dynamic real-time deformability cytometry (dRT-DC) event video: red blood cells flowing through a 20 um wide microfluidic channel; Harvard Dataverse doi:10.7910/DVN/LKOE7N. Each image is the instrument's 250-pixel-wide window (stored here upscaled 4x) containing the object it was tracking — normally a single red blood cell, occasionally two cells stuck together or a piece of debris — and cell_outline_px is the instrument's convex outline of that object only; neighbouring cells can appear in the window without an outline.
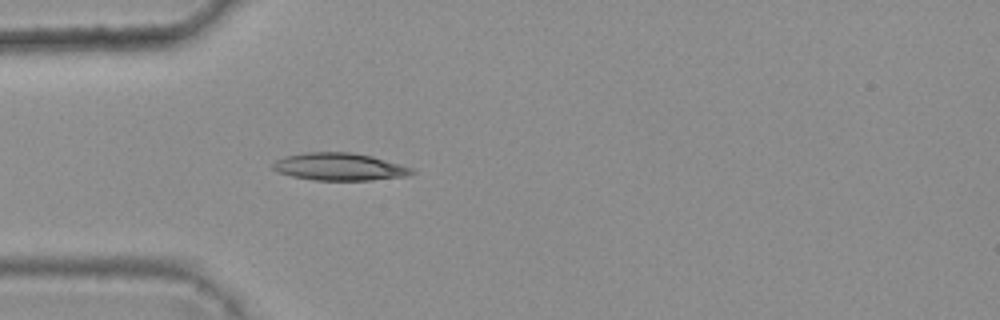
{"species": "common noctule bat (a hibernating species)", "species_latin": "Nyctalus noctula", "temperature_condition": "warm", "stored_images_in_passage": 4, "camera_frame_rate_fps": 3000, "um_per_image_px": 0.085, "animal": {"sex": "female", "body_mass_g": 25.1}, "frame": {"image": 1, "passage_image": 4, "time_ms": 1.0, "image_size_px": [1000, 320], "cell_outline_px": [[416, 172], [408, 176], [372, 180], [312, 180], [292, 176], [276, 172], [272, 168], [272, 164], [276, 160], [284, 156], [304, 152], [352, 152], [372, 156], [400, 164], [412, 168]], "centroid_in_image_um": [28.83, 14.17], "position_along_channel_um": 56.2, "area_um2": 22.43}}